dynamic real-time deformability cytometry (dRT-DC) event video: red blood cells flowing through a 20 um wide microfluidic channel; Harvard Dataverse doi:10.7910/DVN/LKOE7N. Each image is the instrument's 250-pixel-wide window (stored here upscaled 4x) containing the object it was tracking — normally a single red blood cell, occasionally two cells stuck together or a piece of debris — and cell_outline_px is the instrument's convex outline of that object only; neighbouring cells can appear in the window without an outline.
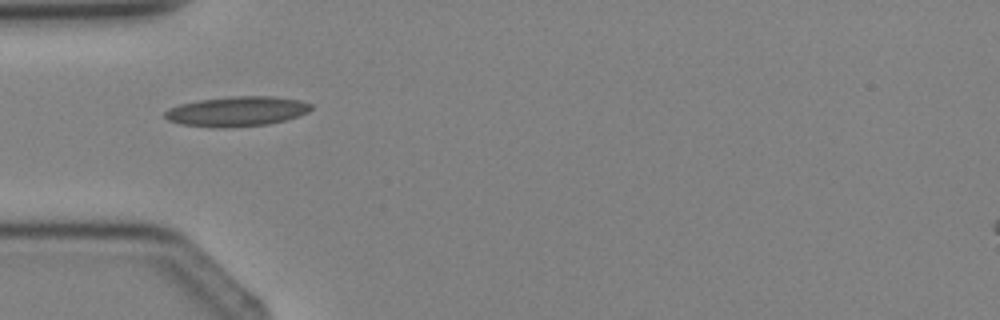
{"species": "Egyptian fruit bat (a non-hibernating species)", "species_latin": "Rousettus aegyptiacus", "temperature_condition": "cold", "stored_images_in_passage": 3, "camera_frame_rate_fps": 3000, "um_per_image_px": 0.085, "animal": {"sex": "female"}, "frame": {"image": 1, "passage_image": 3, "time_ms": 3.0, "image_size_px": [1000, 320], "cell_outline_px": [[312, 108], [308, 112], [284, 120], [268, 124], [232, 128], [212, 128], [180, 124], [168, 120], [164, 116], [164, 112], [168, 108], [180, 104], [200, 100], [232, 96], [272, 96], [300, 100], [312, 104]], "centroid_in_image_um": [20.1, 9.48], "position_along_channel_um": 64.9, "area_um2": 25.61}}